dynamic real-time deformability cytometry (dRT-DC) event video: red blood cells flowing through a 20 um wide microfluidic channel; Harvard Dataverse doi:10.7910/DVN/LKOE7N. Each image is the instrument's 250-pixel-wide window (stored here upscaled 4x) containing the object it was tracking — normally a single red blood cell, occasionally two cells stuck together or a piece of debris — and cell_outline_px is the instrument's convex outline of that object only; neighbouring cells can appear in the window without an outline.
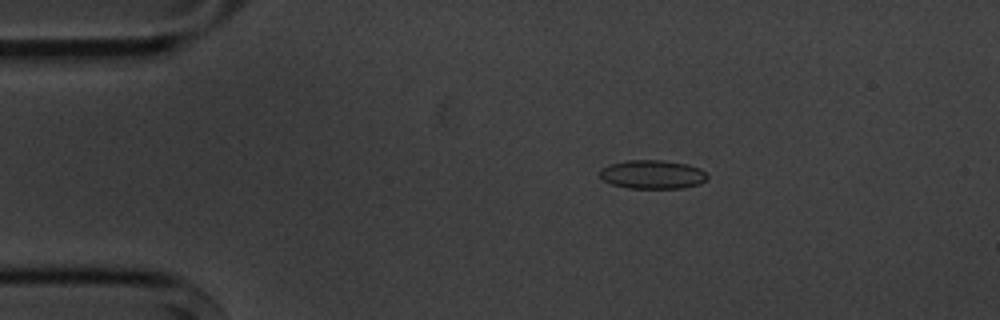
{"species": "common noctule bat (a hibernating species)", "species_latin": "Nyctalus noctula", "temperature_condition": "cold", "stored_images_in_passage": 6, "camera_frame_rate_fps": 3000, "um_per_image_px": 0.085, "animal": {"sex": "male", "body_mass_g": 20.1, "forearm_length_mm": 53.5}, "frame": {"image": 1, "passage_image": 3, "time_ms": 2.333, "image_size_px": [1000, 320], "cell_outline_px": [[708, 180], [700, 184], [684, 188], [628, 188], [612, 184], [604, 180], [600, 176], [600, 168], [608, 164], [628, 160], [664, 160], [688, 164], [700, 168], [708, 176]], "centroid_in_image_um": [55.48, 14.82], "position_along_channel_um": 29.5, "area_um2": 18.21}}
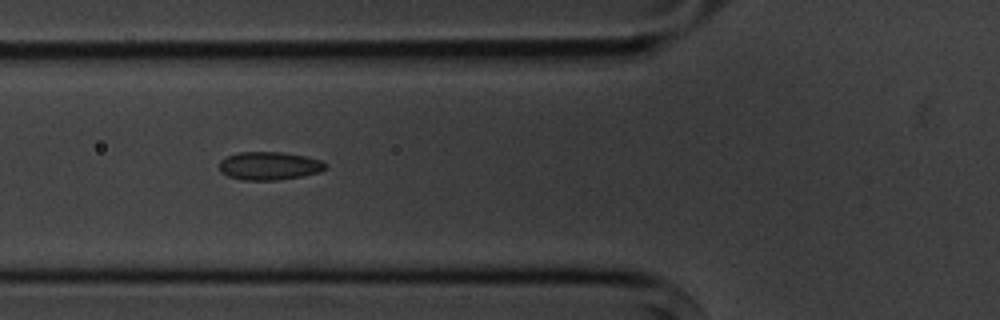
{"frame": {"image": 2, "passage_image": 6, "time_ms": 5.667, "image_size_px": [1000, 320], "cell_outline_px": [[328, 164], [320, 172], [300, 176], [276, 180], [244, 180], [228, 176], [220, 172], [220, 160], [236, 152], [280, 152], [308, 156], [320, 160]], "centroid_in_image_um": [22.88, 14.09], "position_along_channel_um": 102.9, "area_um2": 17.4}}